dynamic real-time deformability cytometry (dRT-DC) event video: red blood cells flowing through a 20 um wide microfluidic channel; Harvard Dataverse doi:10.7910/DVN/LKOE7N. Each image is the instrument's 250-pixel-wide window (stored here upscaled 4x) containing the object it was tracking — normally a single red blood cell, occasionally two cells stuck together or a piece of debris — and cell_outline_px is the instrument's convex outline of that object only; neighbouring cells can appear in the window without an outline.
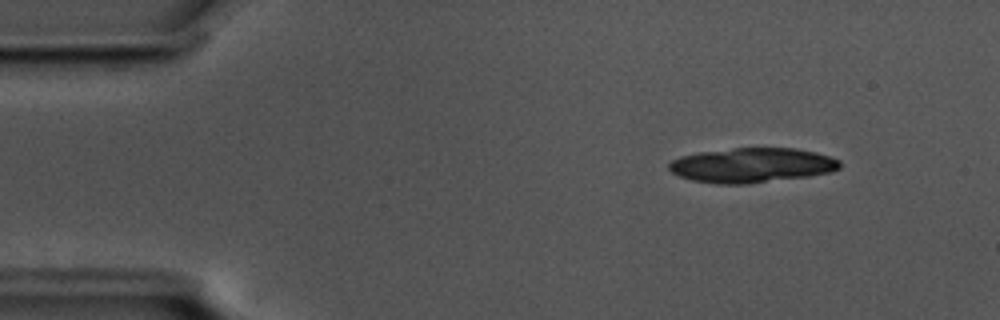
{"species": "common noctule bat (a hibernating species)", "species_latin": "Nyctalus noctula", "temperature_condition": "cold", "stored_images_in_passage": 11, "camera_frame_rate_fps": 3000, "um_per_image_px": 0.085, "animal": {"sex": "male", "body_mass_g": 17.5, "forearm_length_mm": 52.3}, "frame": {"image": 1, "passage_image": 1, "time_ms": 0.0, "image_size_px": [1000, 320], "cell_outline_px": [[840, 168], [832, 172], [808, 176], [744, 184], [716, 184], [692, 180], [680, 176], [672, 172], [668, 168], [668, 164], [672, 160], [680, 156], [700, 152], [736, 148], [796, 148], [816, 152], [840, 160]], "centroid_in_image_um": [63.91, 14.04], "position_along_channel_um": 21.1, "area_um2": 34.45}}